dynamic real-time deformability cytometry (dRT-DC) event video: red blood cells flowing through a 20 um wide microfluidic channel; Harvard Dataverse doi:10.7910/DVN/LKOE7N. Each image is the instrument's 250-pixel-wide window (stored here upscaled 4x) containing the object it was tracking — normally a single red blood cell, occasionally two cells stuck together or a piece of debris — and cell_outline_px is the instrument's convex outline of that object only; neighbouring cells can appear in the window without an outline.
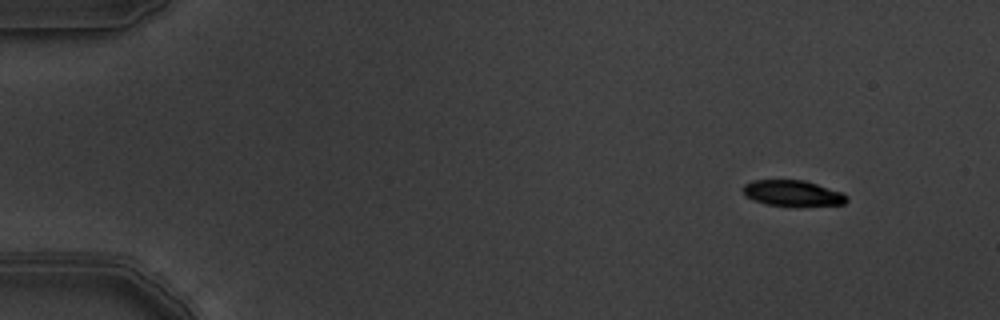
{"species": "common noctule bat (a hibernating species)", "species_latin": "Nyctalus noctula", "temperature_condition": "warm", "stored_images_in_passage": 4, "camera_frame_rate_fps": 3000, "um_per_image_px": 0.085, "animal": {"sex": "male", "body_mass_g": 19.5, "forearm_length_mm": 54.6}, "frame": {"image": 1, "passage_image": 1, "time_ms": 0.0, "image_size_px": [1000, 320], "cell_outline_px": [[848, 200], [844, 204], [768, 204], [752, 200], [740, 188], [744, 184], [752, 180], [804, 180], [844, 192], [848, 196]], "centroid_in_image_um": [67.37, 16.38], "position_along_channel_um": 17.6, "area_um2": 15.14}}
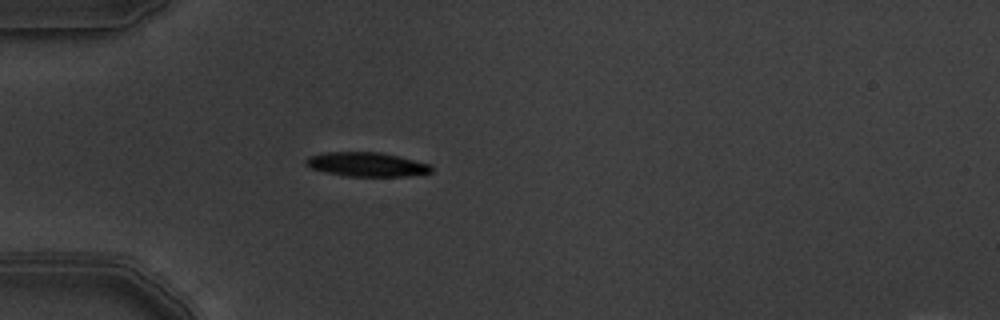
{"frame": {"image": 2, "passage_image": 4, "time_ms": 1.0, "image_size_px": [1000, 320], "cell_outline_px": [[432, 172], [408, 176], [344, 176], [324, 172], [312, 168], [304, 164], [304, 160], [308, 156], [324, 152], [380, 152], [432, 164]], "centroid_in_image_um": [31.14, 13.97], "position_along_channel_um": 53.9, "area_um2": 17.8}}